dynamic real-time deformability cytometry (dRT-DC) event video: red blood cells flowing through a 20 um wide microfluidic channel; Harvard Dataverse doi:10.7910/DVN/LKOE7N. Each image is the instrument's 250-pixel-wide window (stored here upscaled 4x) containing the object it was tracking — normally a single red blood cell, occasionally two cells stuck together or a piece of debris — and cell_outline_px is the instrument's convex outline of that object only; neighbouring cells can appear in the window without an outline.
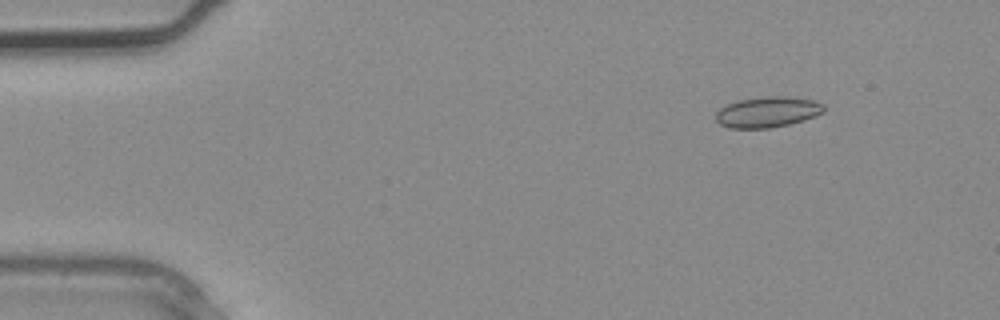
{"species": "common noctule bat (a hibernating species)", "species_latin": "Nyctalus noctula", "temperature_condition": "warm", "stored_images_in_passage": 2, "camera_frame_rate_fps": 3000, "um_per_image_px": 0.085, "animal": {"sex": "male", "body_mass_g": 20.4}, "frame": {"image": 1, "passage_image": 2, "time_ms": 0.333, "image_size_px": [1000, 320], "cell_outline_px": [[824, 112], [816, 116], [804, 120], [788, 124], [768, 128], [732, 128], [720, 124], [716, 120], [716, 112], [720, 108], [736, 100], [768, 96], [784, 96], [816, 100], [824, 104]], "centroid_in_image_um": [65.26, 9.51], "position_along_channel_um": 19.7, "area_um2": 19.36}}